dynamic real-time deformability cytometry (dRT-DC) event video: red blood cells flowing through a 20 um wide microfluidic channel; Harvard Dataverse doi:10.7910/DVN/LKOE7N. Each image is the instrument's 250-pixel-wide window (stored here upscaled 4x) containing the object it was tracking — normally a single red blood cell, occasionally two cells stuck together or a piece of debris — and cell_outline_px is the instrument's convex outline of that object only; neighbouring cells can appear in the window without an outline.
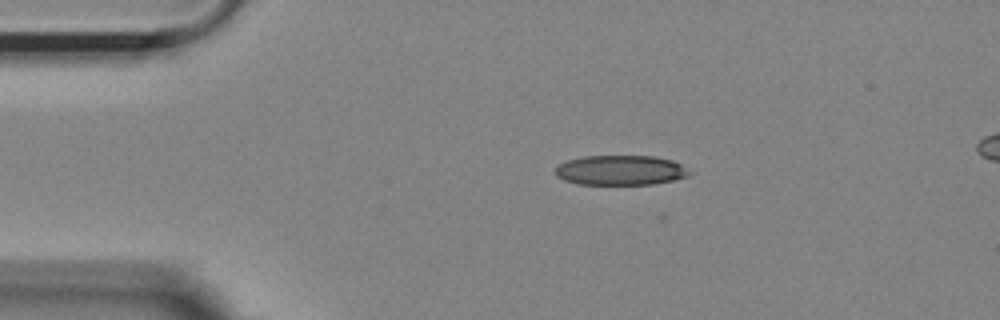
{"species": "Egyptian fruit bat (a non-hibernating species)", "species_latin": "Rousettus aegyptiacus", "temperature_condition": "room temperature", "stored_images_in_passage": 21, "camera_frame_rate_fps": 3000, "um_per_image_px": 0.085, "animal": {"sex": "female"}, "frame": {"image": 1, "passage_image": 1, "time_ms": 0.0, "image_size_px": [1000, 320], "cell_outline_px": [[692, 172], [688, 176], [672, 180], [652, 184], [576, 184], [564, 180], [556, 176], [552, 172], [560, 164], [568, 160], [584, 156], [656, 156], [672, 160], [680, 164]], "centroid_in_image_um": [52.72, 14.47], "position_along_channel_um": 32.3, "area_um2": 23.35}}
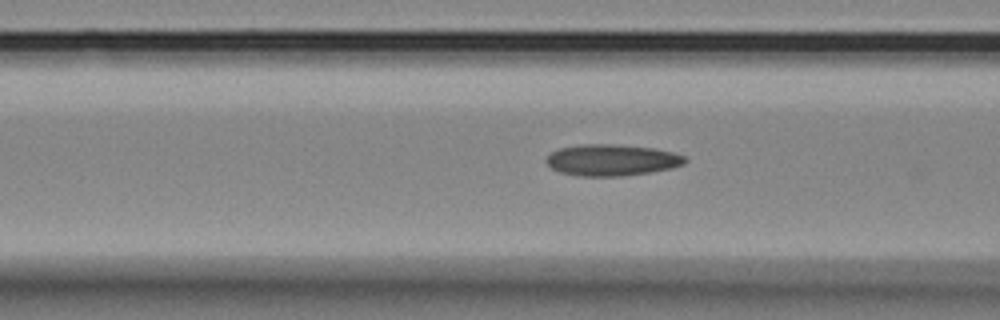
{"frame": {"image": 2, "passage_image": 11, "time_ms": 3.333, "image_size_px": [1000, 320], "cell_outline_px": [[688, 160], [684, 164], [672, 168], [648, 172], [620, 176], [580, 176], [560, 172], [552, 168], [544, 160], [552, 152], [560, 148], [584, 144], [612, 144], [656, 148], [672, 152], [684, 156]], "centroid_in_image_um": [52.01, 13.6], "position_along_channel_um": 114.6, "area_um2": 25.26}}
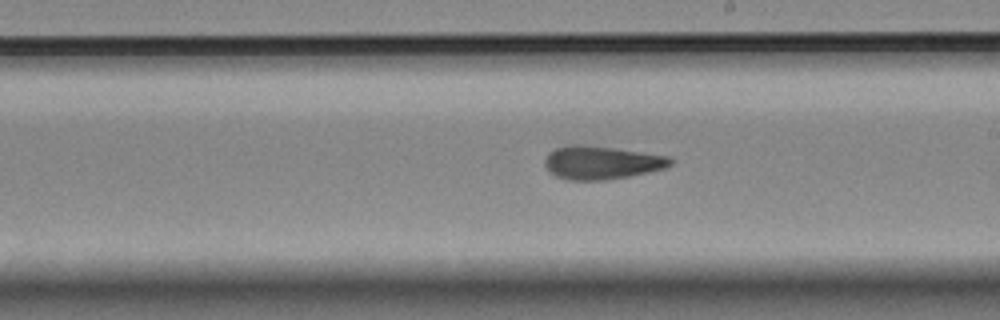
{"frame": {"image": 3, "passage_image": 21, "time_ms": 6.667, "image_size_px": [1000, 320], "cell_outline_px": [[672, 164], [664, 168], [648, 172], [628, 176], [604, 180], [568, 180], [556, 176], [548, 172], [544, 164], [544, 160], [548, 152], [564, 144], [588, 144], [672, 156]], "centroid_in_image_um": [51.09, 13.8], "position_along_channel_um": 237.9, "area_um2": 24.8}}